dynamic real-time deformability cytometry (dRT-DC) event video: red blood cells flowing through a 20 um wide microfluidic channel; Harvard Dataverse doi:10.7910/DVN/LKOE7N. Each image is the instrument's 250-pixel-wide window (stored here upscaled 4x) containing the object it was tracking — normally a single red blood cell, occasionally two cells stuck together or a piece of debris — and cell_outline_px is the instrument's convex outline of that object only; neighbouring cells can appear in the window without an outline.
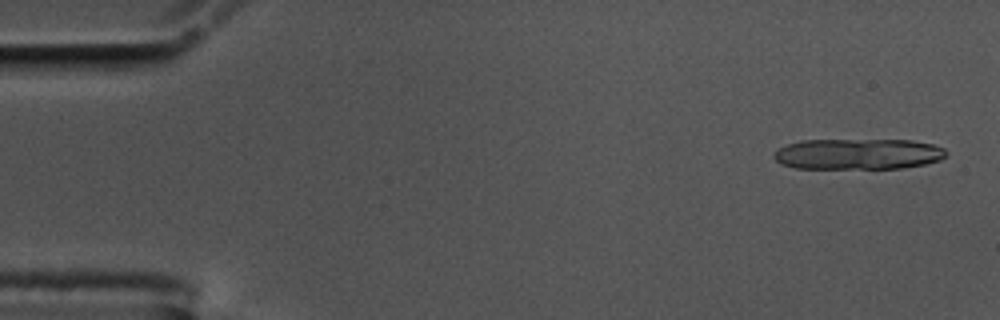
{"species": "common noctule bat (a hibernating species)", "species_latin": "Nyctalus noctula", "temperature_condition": "cold", "stored_images_in_passage": 13, "camera_frame_rate_fps": 3000, "um_per_image_px": 0.085, "animal": {"sex": "male", "body_mass_g": 17.5, "forearm_length_mm": 52.3}, "frame": {"image": 1, "passage_image": 2, "time_ms": 0.333, "image_size_px": [1000, 320], "cell_outline_px": [[948, 152], [940, 160], [924, 164], [904, 168], [796, 168], [780, 164], [772, 156], [780, 148], [788, 144], [800, 140], [912, 140], [932, 144], [944, 148]], "centroid_in_image_um": [72.94, 13.09], "position_along_channel_um": 12.1, "area_um2": 30.92}}